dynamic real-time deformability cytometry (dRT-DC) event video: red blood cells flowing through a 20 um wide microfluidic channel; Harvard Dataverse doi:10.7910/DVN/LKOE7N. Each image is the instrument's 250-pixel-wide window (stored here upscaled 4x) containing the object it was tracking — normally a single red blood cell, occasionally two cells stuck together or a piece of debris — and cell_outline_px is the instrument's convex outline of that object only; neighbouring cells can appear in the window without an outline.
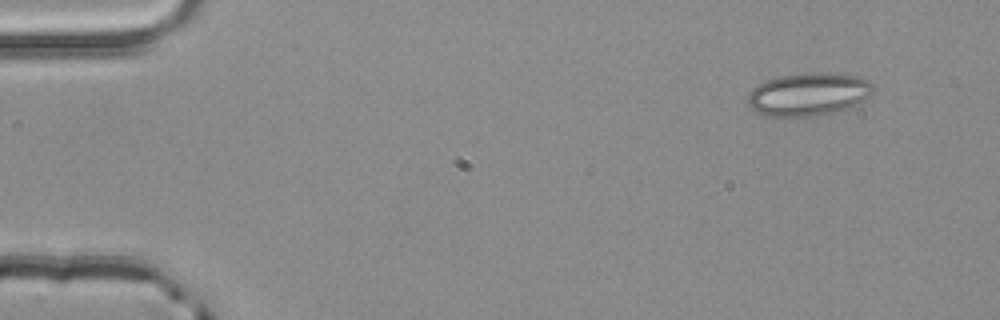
{"species": "common noctule bat (a hibernating species)", "species_latin": "Nyctalus noctula", "temperature_condition": "room temperature", "stored_images_in_passage": 3, "camera_frame_rate_fps": 3000, "um_per_image_px": 0.085, "animal": {"sex": "male", "body_mass_g": 20.4}, "frame": {"image": 1, "passage_image": 1, "time_ms": 0.0, "image_size_px": [1000, 320], "cell_outline_px": [[872, 92], [864, 100], [856, 104], [832, 112], [816, 116], [768, 116], [756, 112], [748, 104], [748, 92], [756, 84], [764, 80], [780, 76], [828, 72], [860, 76], [868, 80], [872, 84]], "centroid_in_image_um": [68.68, 8.0], "position_along_channel_um": 16.3, "area_um2": 31.21}}